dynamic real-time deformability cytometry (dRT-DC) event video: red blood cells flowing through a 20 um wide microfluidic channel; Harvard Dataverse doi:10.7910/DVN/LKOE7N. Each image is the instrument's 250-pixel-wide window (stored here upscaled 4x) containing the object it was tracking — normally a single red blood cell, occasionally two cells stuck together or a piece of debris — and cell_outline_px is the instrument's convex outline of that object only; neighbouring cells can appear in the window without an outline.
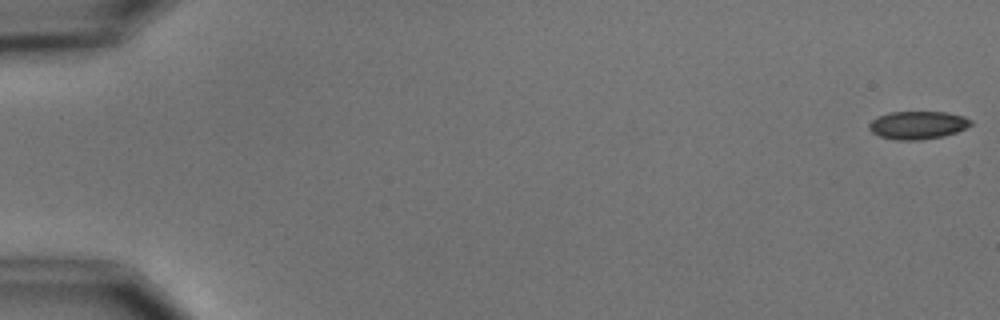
{"species": "common noctule bat (a hibernating species)", "species_latin": "Nyctalus noctula", "temperature_condition": "cold", "stored_images_in_passage": 5, "camera_frame_rate_fps": 3000, "um_per_image_px": 0.085, "animal": {"sex": "male", "body_mass_g": 15.6}, "frame": {"image": 1, "passage_image": 1, "time_ms": 0.0, "image_size_px": [1000, 320], "cell_outline_px": [[972, 124], [956, 132], [944, 136], [920, 140], [896, 140], [880, 136], [872, 132], [868, 128], [868, 124], [872, 120], [888, 112], [948, 112], [964, 116], [972, 120]], "centroid_in_image_um": [78.01, 10.63], "position_along_channel_um": 7.0, "area_um2": 16.59}}
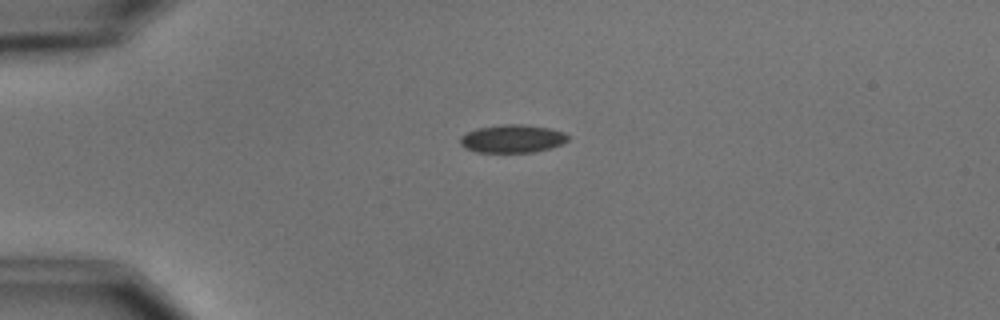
{"frame": {"image": 2, "passage_image": 4, "time_ms": 4.333, "image_size_px": [1000, 320], "cell_outline_px": [[568, 140], [564, 144], [552, 148], [532, 152], [476, 152], [464, 148], [460, 144], [460, 136], [476, 128], [504, 124], [524, 124], [548, 128], [564, 132], [568, 136]], "centroid_in_image_um": [43.55, 11.79], "position_along_channel_um": 41.4, "area_um2": 17.74}}